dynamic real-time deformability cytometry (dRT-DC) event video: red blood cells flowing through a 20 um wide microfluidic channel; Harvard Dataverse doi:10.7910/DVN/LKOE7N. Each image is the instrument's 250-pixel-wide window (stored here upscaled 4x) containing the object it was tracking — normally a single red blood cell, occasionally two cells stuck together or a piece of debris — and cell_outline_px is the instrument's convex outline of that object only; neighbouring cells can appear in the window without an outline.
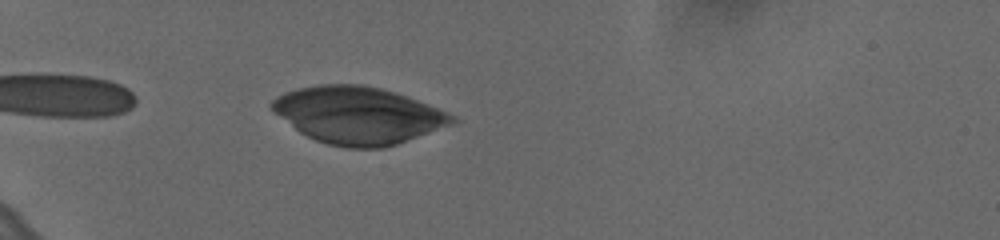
{"species": "human", "species_latin": "Homo sapiens", "temperature_condition": "cold", "stored_images_in_passage": 38, "camera_frame_rate_fps": 3000, "um_per_image_px": 0.085, "donor": {"sex": "female"}, "frame": {"image": 1, "passage_image": 3, "time_ms": 0.667, "image_size_px": [1000, 240], "cell_outline_px": [[460, 120], [456, 124], [384, 148], [344, 148], [328, 144], [316, 140], [300, 132], [276, 112], [268, 104], [276, 96], [284, 92], [296, 88], [320, 84], [364, 84], [396, 92], [456, 116]], "centroid_in_image_um": [30.47, 9.79], "position_along_channel_um": 54.5, "area_um2": 59.88}}
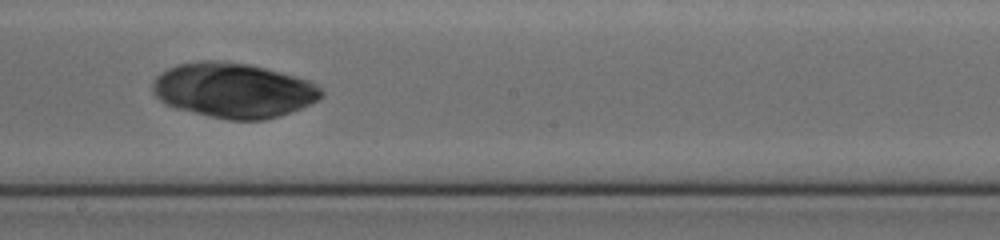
{"frame": {"image": 2, "passage_image": 20, "time_ms": 6.333, "image_size_px": [1000, 240], "cell_outline_px": [[324, 96], [320, 100], [280, 116], [264, 120], [228, 120], [176, 108], [160, 100], [152, 92], [152, 80], [160, 72], [176, 64], [204, 60], [216, 60], [248, 64], [296, 76], [308, 80], [316, 84], [324, 92]], "centroid_in_image_um": [19.84, 7.67], "position_along_channel_um": 228.4, "area_um2": 54.1}}
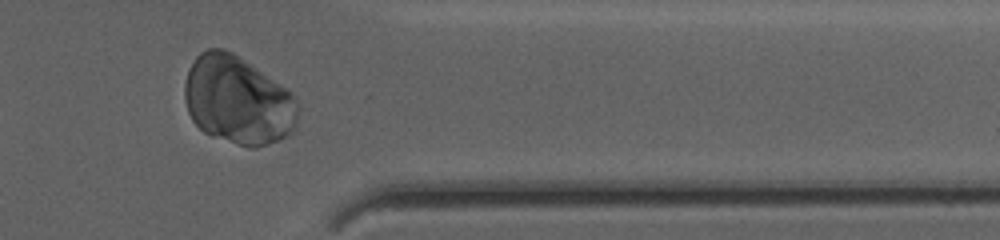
{"frame": {"image": 3, "passage_image": 34, "time_ms": 11.0, "image_size_px": [1000, 240], "cell_outline_px": [[300, 108], [296, 124], [292, 132], [268, 144], [256, 148], [248, 148], [212, 136], [204, 132], [192, 120], [188, 112], [184, 96], [184, 84], [188, 68], [196, 56], [200, 52], [208, 48], [224, 48], [232, 52], [288, 88], [292, 92]], "centroid_in_image_um": [20.22, 8.52], "position_along_channel_um": 391.2, "area_um2": 58.78}}